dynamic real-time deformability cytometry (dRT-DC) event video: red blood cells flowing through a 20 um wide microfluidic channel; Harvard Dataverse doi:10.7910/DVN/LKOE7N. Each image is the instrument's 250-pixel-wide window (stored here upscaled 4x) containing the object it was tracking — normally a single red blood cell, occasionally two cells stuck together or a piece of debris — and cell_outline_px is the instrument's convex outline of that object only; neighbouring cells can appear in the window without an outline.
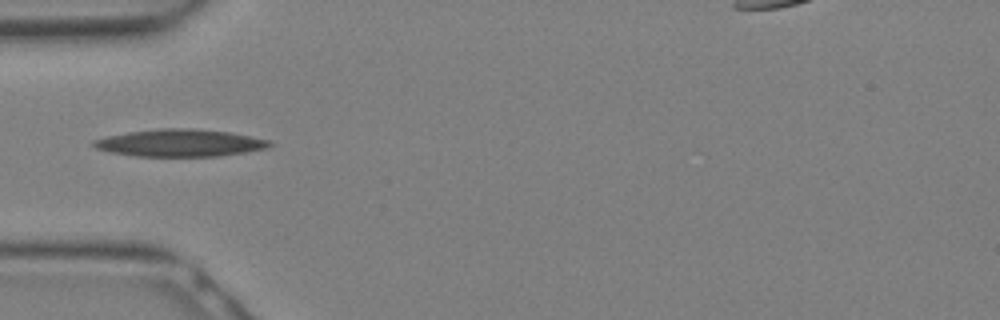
{"species": "Egyptian fruit bat (a non-hibernating species)", "species_latin": "Rousettus aegyptiacus", "temperature_condition": "warm", "stored_images_in_passage": 12, "camera_frame_rate_fps": 3000, "um_per_image_px": 0.085, "animal": {"sex": "female"}, "frame": {"image": 1, "passage_image": 9, "time_ms": 2.667, "image_size_px": [1000, 320], "cell_outline_px": [[276, 144], [268, 148], [220, 156], [136, 156], [112, 152], [96, 148], [92, 144], [92, 140], [108, 136], [128, 132], [156, 128], [192, 128], [228, 132], [272, 140]], "centroid_in_image_um": [15.35, 12.14], "position_along_channel_um": 69.7, "area_um2": 28.03}}
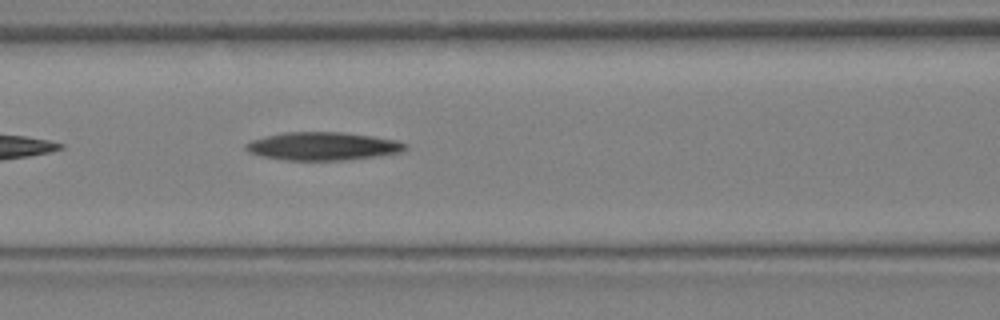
{"frame": {"image": 2, "passage_image": 12, "time_ms": 3.667, "image_size_px": [1000, 320], "cell_outline_px": [[408, 148], [404, 152], [352, 160], [284, 160], [260, 156], [248, 152], [244, 148], [244, 144], [252, 140], [284, 132], [340, 132], [372, 136], [396, 140], [408, 144]], "centroid_in_image_um": [27.47, 12.44], "position_along_channel_um": 139.1, "area_um2": 26.36}}